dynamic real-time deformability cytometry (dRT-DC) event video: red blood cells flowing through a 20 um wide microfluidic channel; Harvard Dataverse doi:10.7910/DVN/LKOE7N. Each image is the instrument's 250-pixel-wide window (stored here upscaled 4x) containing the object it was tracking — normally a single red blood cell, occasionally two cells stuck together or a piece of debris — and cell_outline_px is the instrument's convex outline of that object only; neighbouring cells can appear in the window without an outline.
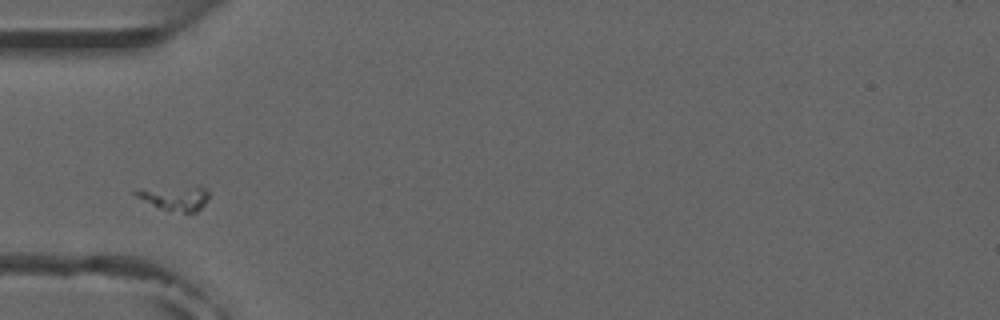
{"species": "common noctule bat (a hibernating species)", "species_latin": "Nyctalus noctula", "temperature_condition": "room temperature", "stored_images_in_passage": 4, "camera_frame_rate_fps": 3000, "um_per_image_px": 0.085, "animal": {"sex": "male", "forearm_length_mm": 52.5}, "frame": {"image": 1, "passage_image": 2, "time_ms": 1.0, "image_size_px": [1000, 320], "cell_outline_px": [[208, 200], [196, 212], [168, 212], [136, 196], [132, 192], [132, 188], [200, 184], [208, 192]], "centroid_in_image_um": [14.84, 16.76], "position_along_channel_um": 70.2, "area_um2": 11.27}}
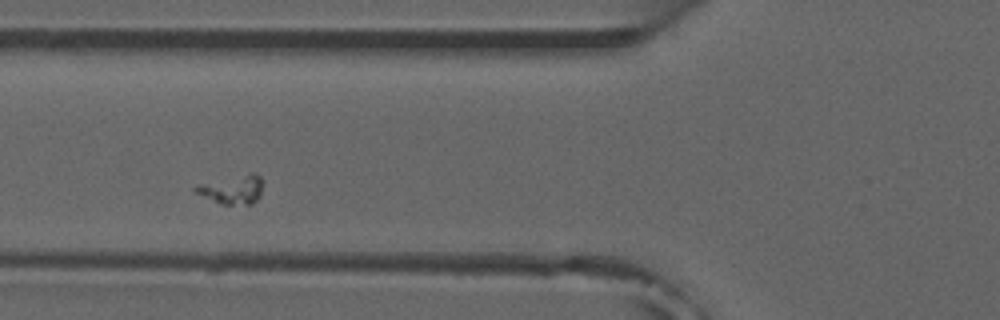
{"frame": {"image": 2, "passage_image": 3, "time_ms": 2.0, "image_size_px": [1000, 320], "cell_outline_px": [[264, 180], [260, 196], [252, 204], [220, 204], [196, 192], [192, 188], [196, 184], [248, 172], [256, 172]], "centroid_in_image_um": [19.78, 16.06], "position_along_channel_um": 106.0, "area_um2": 11.62}}
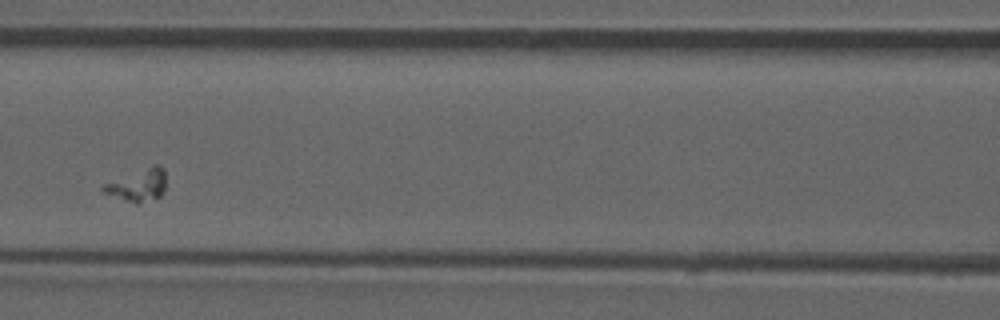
{"frame": {"image": 3, "passage_image": 4, "time_ms": 3.333, "image_size_px": [1000, 320], "cell_outline_px": [[164, 192], [160, 196], [136, 204], [104, 192], [100, 188], [104, 184], [152, 164], [160, 164], [164, 168]], "centroid_in_image_um": [11.75, 15.71], "position_along_channel_um": 154.8, "area_um2": 11.56}}